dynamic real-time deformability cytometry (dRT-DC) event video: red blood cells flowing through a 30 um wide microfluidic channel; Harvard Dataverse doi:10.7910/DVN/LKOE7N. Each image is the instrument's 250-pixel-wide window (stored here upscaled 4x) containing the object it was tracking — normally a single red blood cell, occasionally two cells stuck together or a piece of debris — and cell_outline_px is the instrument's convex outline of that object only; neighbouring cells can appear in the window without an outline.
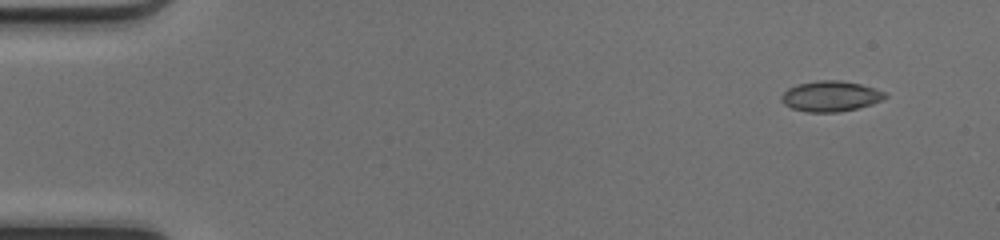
{"species": "common noctule bat (a hibernating species)", "species_latin": "Nyctalus noctula", "temperature_condition": "cold", "stored_images_in_passage": 47, "camera_frame_rate_fps": 3000, "um_per_image_px": 0.085, "animal": {"sex": "female", "body_mass_g": 17.0, "forearm_length_mm": 48.0}, "frame": {"image": 1, "passage_image": 1, "time_ms": 0.0, "image_size_px": [1000, 240], "cell_outline_px": [[888, 96], [872, 104], [840, 112], [808, 112], [792, 108], [784, 104], [780, 100], [780, 96], [788, 88], [796, 84], [820, 80], [840, 80], [860, 84], [876, 88], [884, 92]], "centroid_in_image_um": [70.58, 8.17], "position_along_channel_um": 14.4, "area_um2": 18.44}}
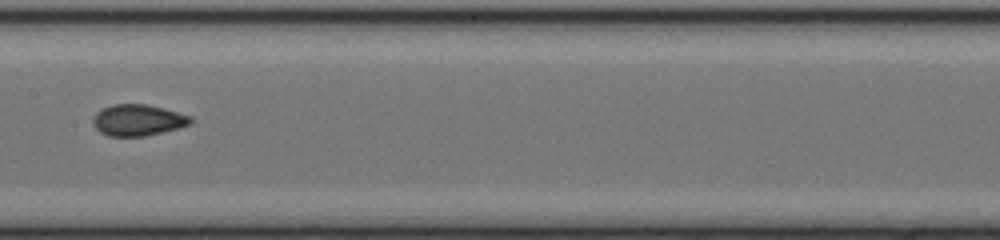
{"frame": {"image": 2, "passage_image": 23, "time_ms": 7.333, "image_size_px": [1000, 240], "cell_outline_px": [[192, 124], [144, 136], [108, 136], [100, 132], [92, 124], [92, 116], [96, 112], [112, 104], [144, 104], [164, 108], [192, 116]], "centroid_in_image_um": [11.7, 10.2], "position_along_channel_um": 195.7, "area_um2": 17.8}}
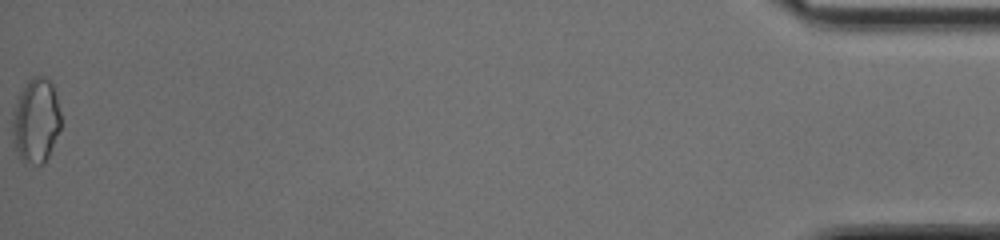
{"frame": {"image": 3, "passage_image": 47, "time_ms": 15.333, "image_size_px": [1000, 240], "cell_outline_px": [[60, 128], [48, 156], [40, 164], [32, 164], [20, 160], [12, 144], [12, 112], [16, 96], [28, 80], [32, 76], [44, 76], [52, 84], [56, 96], [60, 112]], "centroid_in_image_um": [3.0, 10.24], "position_along_channel_um": 432.2, "area_um2": 24.16}, "authors_computed_cell_mechanics": {"area_um2": 17.8602, "velocity_mm_per_s": 4.209, "shape_relaxation_time_tau1_ms": null, "shape_relaxation_time_tau2_ms": 1.1569, "deformation_change_tau1": null, "deformation_change_tau2": 0.0555}}